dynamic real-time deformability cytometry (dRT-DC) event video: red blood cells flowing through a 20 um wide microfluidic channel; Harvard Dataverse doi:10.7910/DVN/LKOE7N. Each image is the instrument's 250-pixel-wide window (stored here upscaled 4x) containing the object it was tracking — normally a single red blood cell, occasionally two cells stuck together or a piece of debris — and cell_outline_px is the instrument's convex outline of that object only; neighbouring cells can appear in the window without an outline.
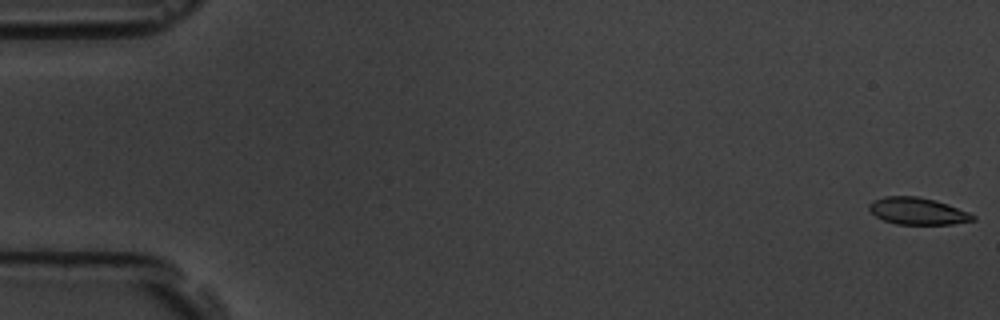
{"species": "common noctule bat (a hibernating species)", "species_latin": "Nyctalus noctula", "temperature_condition": "room temperature", "stored_images_in_passage": 56, "camera_frame_rate_fps": 3000, "um_per_image_px": 0.085, "animal": {"sex": "male", "body_mass_g": 19.5, "forearm_length_mm": 54.6}, "frame": {"image": 1, "passage_image": 1, "time_ms": 0.0, "image_size_px": [1000, 320], "cell_outline_px": [[976, 220], [952, 224], [896, 224], [884, 220], [876, 216], [868, 208], [868, 204], [872, 200], [884, 196], [916, 196], [948, 204], [968, 212], [976, 216]], "centroid_in_image_um": [77.98, 17.94], "position_along_channel_um": 7.0, "area_um2": 16.24}}
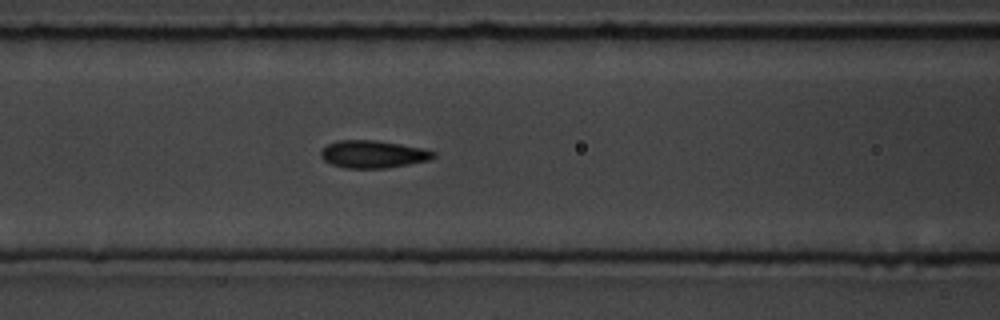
{"frame": {"image": 2, "passage_image": 24, "time_ms": 7.667, "image_size_px": [1000, 320], "cell_outline_px": [[436, 156], [428, 160], [388, 168], [344, 168], [332, 164], [324, 160], [320, 156], [320, 152], [328, 144], [336, 140], [376, 140], [424, 148], [436, 152]], "centroid_in_image_um": [31.71, 13.1], "position_along_channel_um": 134.9, "area_um2": 18.09}}
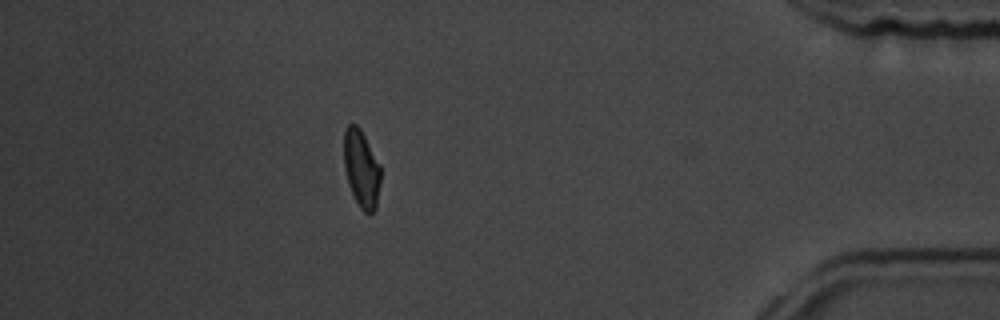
{"frame": {"image": 3, "passage_image": 50, "time_ms": 16.333, "image_size_px": [1000, 320], "cell_outline_px": [[380, 184], [376, 208], [372, 212], [364, 212], [360, 208], [348, 184], [344, 168], [344, 128], [348, 124], [356, 124], [360, 128], [380, 164]], "centroid_in_image_um": [30.71, 14.31], "position_along_channel_um": 404.5, "area_um2": 16.59}, "authors_computed_cell_mechanics": {"area_um2": 17.1955, "velocity_mm_per_s": 3.6515, "shape_relaxation_time_tau1_ms": 2.9579, "shape_relaxation_time_tau2_ms": 1.2023, "deformation_change_tau1": 0.1206, "deformation_change_tau2": 0.0709}}